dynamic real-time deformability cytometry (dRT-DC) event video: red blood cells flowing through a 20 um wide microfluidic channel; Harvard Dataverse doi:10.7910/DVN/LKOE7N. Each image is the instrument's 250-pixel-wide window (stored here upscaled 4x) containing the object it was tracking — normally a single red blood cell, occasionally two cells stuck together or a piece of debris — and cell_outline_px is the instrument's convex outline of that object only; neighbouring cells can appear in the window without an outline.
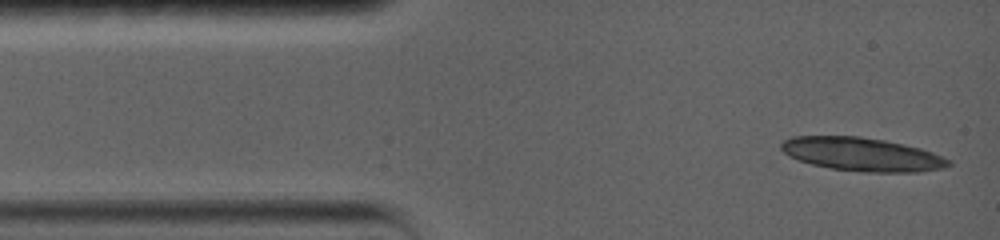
{"species": "common noctule bat (a hibernating species)", "species_latin": "Nyctalus noctula", "temperature_condition": "warm", "stored_images_in_passage": 2, "camera_frame_rate_fps": 5000, "um_per_image_px": 0.085, "animal": {"sex": "female", "body_mass_g": 19.0, "forearm_length_mm": 56.7}, "frame": {"image": 1, "passage_image": 1, "time_ms": 0.0, "image_size_px": [1000, 240], "cell_outline_px": [[952, 164], [940, 168], [920, 172], [860, 172], [832, 168], [812, 164], [796, 160], [788, 156], [780, 148], [780, 144], [784, 140], [792, 136], [856, 136], [884, 140], [920, 148], [932, 152], [948, 160]], "centroid_in_image_um": [73.21, 13.12], "position_along_channel_um": 11.8, "area_um2": 32.48}}